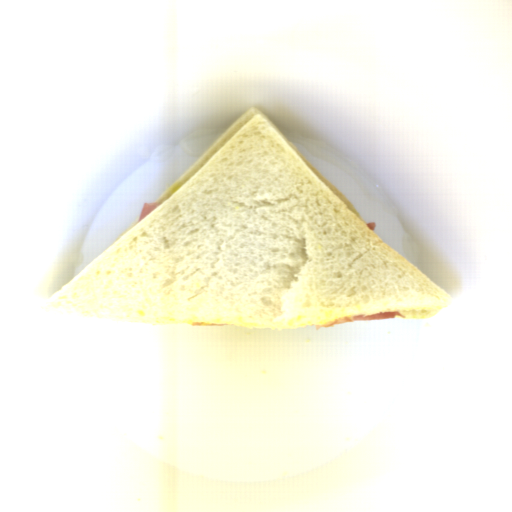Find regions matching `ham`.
<instances>
[{
    "instance_id": "3",
    "label": "ham",
    "mask_w": 512,
    "mask_h": 512,
    "mask_svg": "<svg viewBox=\"0 0 512 512\" xmlns=\"http://www.w3.org/2000/svg\"><path fill=\"white\" fill-rule=\"evenodd\" d=\"M366 224L370 227V229H371L373 232L375 231V229H376V227H377L376 222H372V221H371V222H367Z\"/></svg>"
},
{
    "instance_id": "2",
    "label": "ham",
    "mask_w": 512,
    "mask_h": 512,
    "mask_svg": "<svg viewBox=\"0 0 512 512\" xmlns=\"http://www.w3.org/2000/svg\"><path fill=\"white\" fill-rule=\"evenodd\" d=\"M160 206L158 203H145L142 207L138 222H142L146 217H148L155 209Z\"/></svg>"
},
{
    "instance_id": "1",
    "label": "ham",
    "mask_w": 512,
    "mask_h": 512,
    "mask_svg": "<svg viewBox=\"0 0 512 512\" xmlns=\"http://www.w3.org/2000/svg\"><path fill=\"white\" fill-rule=\"evenodd\" d=\"M395 317L406 318L404 315L399 313L398 311L392 312H380L375 314H356L347 317H342L333 321H330L325 324H317L315 328L317 329H326L346 323H354V322H362V321H370V320H394Z\"/></svg>"
}]
</instances>
